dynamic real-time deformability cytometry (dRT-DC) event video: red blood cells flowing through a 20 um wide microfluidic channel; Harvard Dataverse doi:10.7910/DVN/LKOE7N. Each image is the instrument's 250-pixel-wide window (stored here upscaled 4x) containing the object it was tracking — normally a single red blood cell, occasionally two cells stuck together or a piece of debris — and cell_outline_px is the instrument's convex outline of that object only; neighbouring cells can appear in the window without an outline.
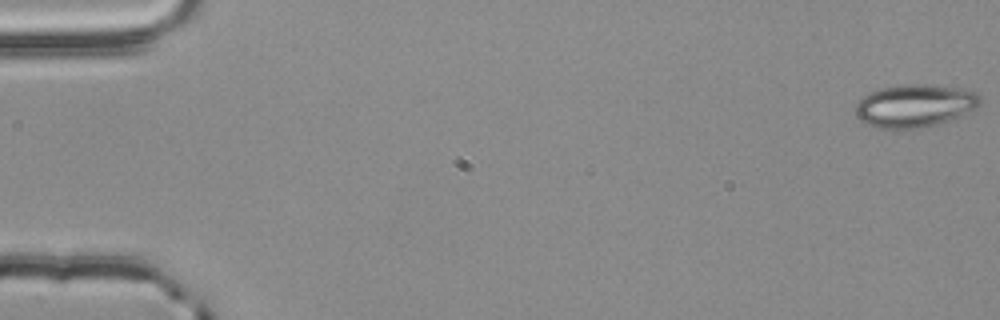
{"species": "common noctule bat (a hibernating species)", "species_latin": "Nyctalus noctula", "temperature_condition": "room temperature", "stored_images_in_passage": 55, "camera_frame_rate_fps": 3000, "um_per_image_px": 0.085, "animal": {"sex": "male", "body_mass_g": 20.4}, "frame": {"image": 1, "passage_image": 1, "time_ms": 0.0, "image_size_px": [1000, 320], "cell_outline_px": [[984, 100], [980, 108], [960, 116], [936, 124], [920, 128], [876, 128], [860, 120], [856, 116], [856, 104], [868, 92], [880, 88], [900, 84], [924, 84], [960, 88], [976, 92]], "centroid_in_image_um": [77.8, 8.97], "position_along_channel_um": 7.2, "area_um2": 31.39}}
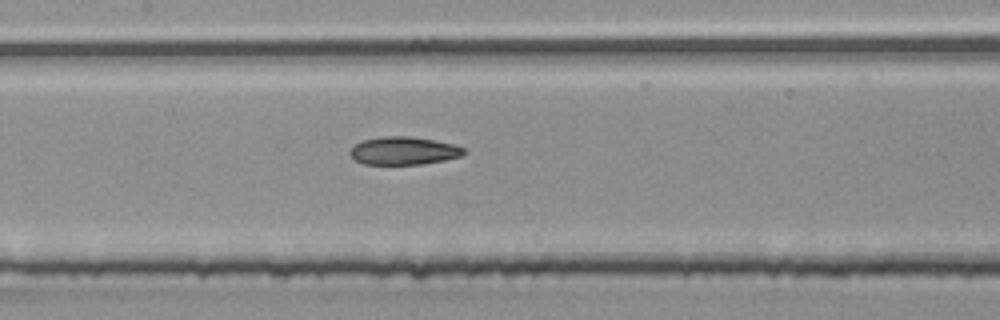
{"frame": {"image": 2, "passage_image": 27, "time_ms": 8.667, "image_size_px": [1000, 320], "cell_outline_px": [[468, 152], [460, 156], [444, 160], [420, 164], [364, 164], [356, 160], [348, 152], [356, 144], [364, 140], [384, 136], [408, 136], [432, 140], [452, 144], [464, 148]], "centroid_in_image_um": [34.32, 12.82], "position_along_channel_um": 173.1, "area_um2": 18.26}}
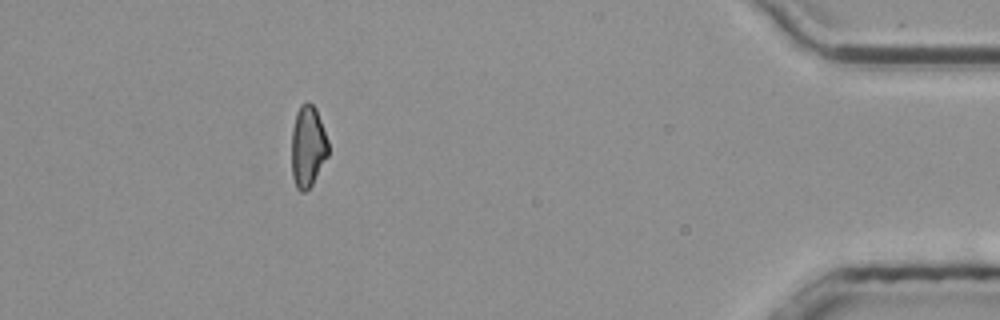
{"frame": {"image": 3, "passage_image": 50, "time_ms": 16.333, "image_size_px": [1000, 320], "cell_outline_px": [[328, 156], [312, 184], [304, 192], [300, 192], [296, 188], [292, 176], [292, 128], [296, 112], [300, 104], [308, 100], [316, 108], [328, 140]], "centroid_in_image_um": [26.16, 12.42], "position_along_channel_um": 409.0, "area_um2": 17.57}, "authors_computed_cell_mechanics": {"area_um2": 18.9584, "velocity_mm_per_s": 3.8326, "shape_relaxation_time_tau1_ms": null, "shape_relaxation_time_tau2_ms": 4.9574, "deformation_change_tau1": null, "deformation_change_tau2": 0.1315}}